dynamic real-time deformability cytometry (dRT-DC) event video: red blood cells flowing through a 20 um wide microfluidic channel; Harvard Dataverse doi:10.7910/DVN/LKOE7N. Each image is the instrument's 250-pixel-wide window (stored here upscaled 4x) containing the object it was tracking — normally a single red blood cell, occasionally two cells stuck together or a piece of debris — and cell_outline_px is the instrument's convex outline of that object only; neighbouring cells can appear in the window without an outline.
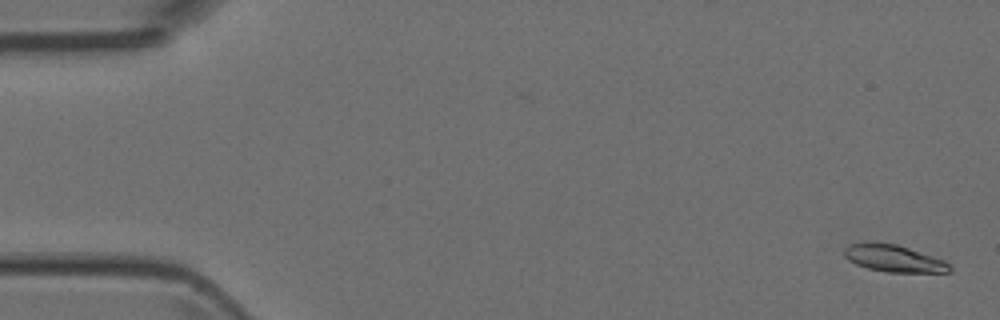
{"species": "Egyptian fruit bat (a non-hibernating species)", "species_latin": "Rousettus aegyptiacus", "temperature_condition": "room temperature", "stored_images_in_passage": 5, "camera_frame_rate_fps": 3000, "um_per_image_px": 0.085, "animal": {"sex": "female"}, "frame": {"image": 1, "passage_image": 1, "time_ms": 0.0, "image_size_px": [1000, 320], "cell_outline_px": [[952, 272], [888, 272], [868, 268], [856, 264], [848, 260], [844, 256], [844, 248], [848, 244], [868, 240], [872, 240], [896, 244], [944, 260], [952, 264]], "centroid_in_image_um": [75.93, 21.94], "position_along_channel_um": 9.1, "area_um2": 16.94}}
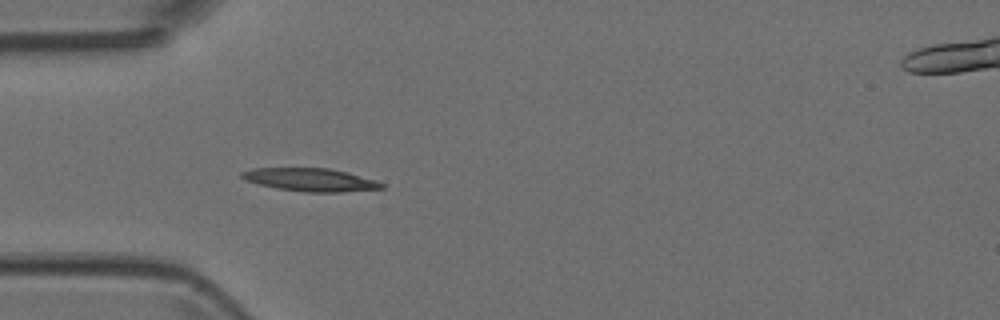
{"frame": {"image": 2, "passage_image": 5, "time_ms": 1.333, "image_size_px": [1000, 320], "cell_outline_px": [[384, 188], [340, 192], [304, 192], [276, 188], [256, 184], [244, 180], [240, 176], [240, 172], [252, 168], [328, 168], [348, 172], [376, 180], [384, 184]], "centroid_in_image_um": [26.34, 15.28], "position_along_channel_um": 58.7, "area_um2": 18.9}}